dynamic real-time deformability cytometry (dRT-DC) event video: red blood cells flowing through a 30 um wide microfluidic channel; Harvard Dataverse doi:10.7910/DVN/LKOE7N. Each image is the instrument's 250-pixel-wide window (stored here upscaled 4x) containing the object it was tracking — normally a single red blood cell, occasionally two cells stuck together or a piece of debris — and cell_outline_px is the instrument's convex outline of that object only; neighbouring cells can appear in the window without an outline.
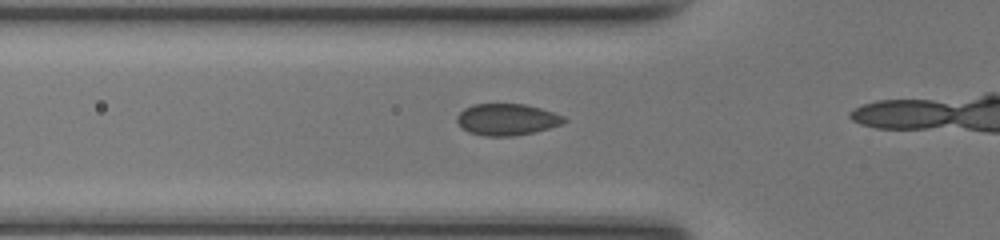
{"species": "common noctule bat (a hibernating species)", "species_latin": "Nyctalus noctula", "temperature_condition": "room temperature", "stored_images_in_passage": 12, "camera_frame_rate_fps": 3000, "um_per_image_px": 0.085, "animal": {"sex": "female", "body_mass_g": 17.0, "forearm_length_mm": 48.0}, "frame": {"image": 1, "passage_image": 10, "time_ms": 3.0, "image_size_px": [1000, 240], "cell_outline_px": [[568, 120], [560, 124], [536, 132], [512, 136], [484, 136], [468, 132], [456, 120], [456, 116], [464, 108], [472, 104], [524, 104], [540, 108], [564, 116]], "centroid_in_image_um": [43.07, 10.15], "position_along_channel_um": 82.7, "area_um2": 19.65}}